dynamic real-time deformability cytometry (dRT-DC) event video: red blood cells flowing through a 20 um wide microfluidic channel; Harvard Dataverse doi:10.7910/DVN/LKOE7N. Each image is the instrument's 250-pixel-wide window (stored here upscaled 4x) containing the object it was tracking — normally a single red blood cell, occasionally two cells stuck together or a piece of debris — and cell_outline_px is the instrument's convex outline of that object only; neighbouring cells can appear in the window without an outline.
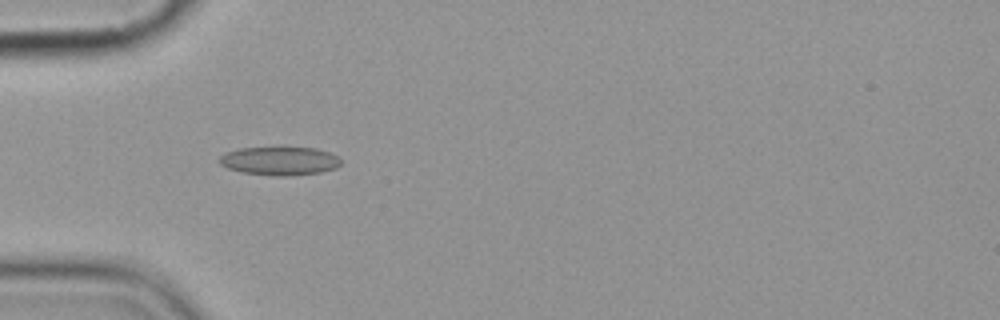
{"species": "common noctule bat (a hibernating species)", "species_latin": "Nyctalus noctula", "temperature_condition": "cold", "stored_images_in_passage": 5, "camera_frame_rate_fps": 3000, "um_per_image_px": 0.085, "animal": {"sex": "female", "body_mass_g": 19.9}, "frame": {"image": 1, "passage_image": 4, "time_ms": 3.667, "image_size_px": [1000, 320], "cell_outline_px": [[340, 164], [336, 168], [320, 172], [288, 176], [272, 176], [240, 172], [228, 168], [220, 164], [216, 160], [224, 152], [240, 148], [316, 148], [340, 156]], "centroid_in_image_um": [23.74, 13.69], "position_along_channel_um": 61.3, "area_um2": 20.29}}
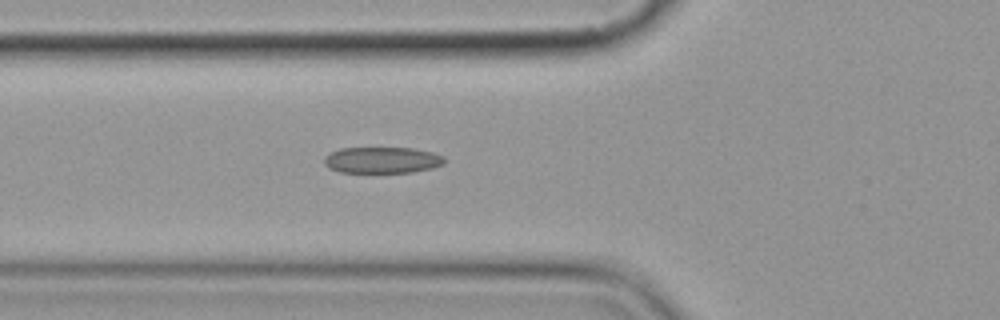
{"frame": {"image": 2, "passage_image": 5, "time_ms": 4.667, "image_size_px": [1000, 320], "cell_outline_px": [[444, 164], [432, 168], [412, 172], [340, 172], [328, 168], [324, 164], [324, 156], [340, 148], [412, 148], [432, 152], [444, 156]], "centroid_in_image_um": [32.47, 13.6], "position_along_channel_um": 93.3, "area_um2": 18.38}}